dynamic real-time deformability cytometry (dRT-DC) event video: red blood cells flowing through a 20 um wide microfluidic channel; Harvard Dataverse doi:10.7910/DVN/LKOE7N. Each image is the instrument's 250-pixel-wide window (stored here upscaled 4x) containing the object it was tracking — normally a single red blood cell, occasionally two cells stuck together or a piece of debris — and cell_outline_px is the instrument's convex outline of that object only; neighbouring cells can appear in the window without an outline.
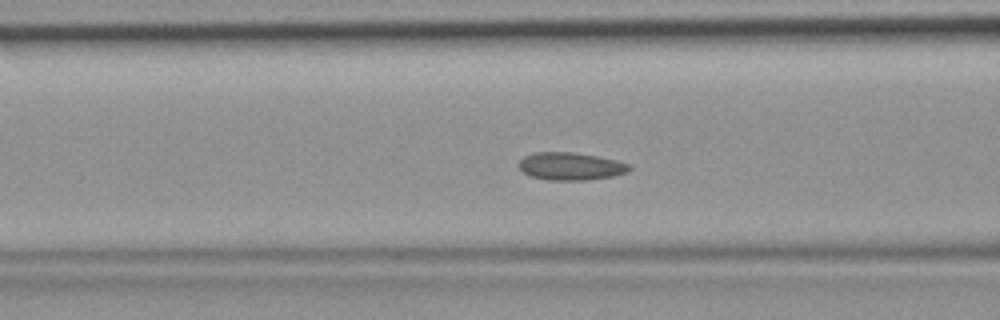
{"species": "common noctule bat (a hibernating species)", "species_latin": "Nyctalus noctula", "temperature_condition": "room temperature", "stored_images_in_passage": 42, "camera_frame_rate_fps": 3000, "um_per_image_px": 0.085, "animal": {"sex": "female", "body_mass_g": 19.9}, "frame": {"image": 1, "passage_image": 12, "time_ms": 3.667, "image_size_px": [1000, 320], "cell_outline_px": [[632, 168], [628, 172], [612, 176], [588, 180], [548, 180], [532, 176], [524, 172], [520, 168], [520, 160], [524, 156], [536, 152], [572, 152], [596, 156], [616, 160], [632, 164]], "centroid_in_image_um": [48.55, 14.13], "position_along_channel_um": 118.0, "area_um2": 17.74}}
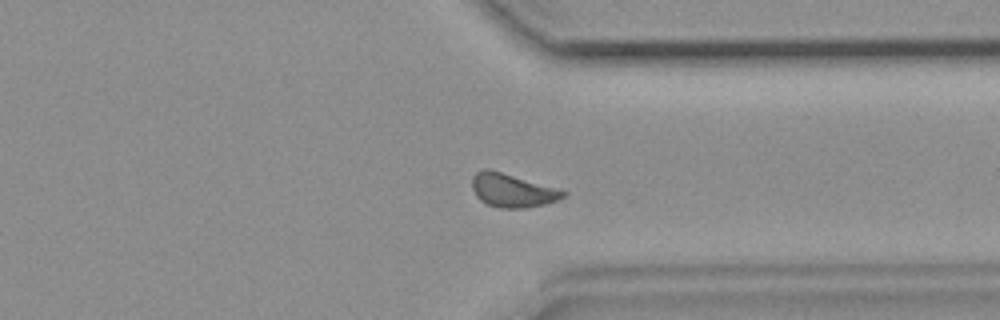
{"frame": {"image": 2, "passage_image": 30, "time_ms": 9.667, "image_size_px": [1000, 320], "cell_outline_px": [[568, 192], [564, 196], [556, 200], [544, 204], [524, 208], [500, 208], [488, 204], [480, 200], [476, 196], [472, 188], [472, 176], [476, 172], [484, 168], [488, 168], [556, 188]], "centroid_in_image_um": [43.5, 16.18], "position_along_channel_um": 367.9, "area_um2": 17.57}}
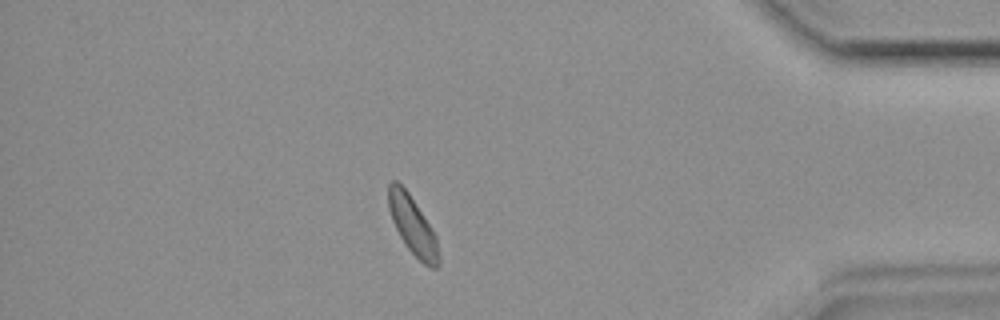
{"frame": {"image": 3, "passage_image": 35, "time_ms": 11.333, "image_size_px": [1000, 320], "cell_outline_px": [[440, 264], [436, 268], [432, 268], [424, 264], [408, 248], [400, 236], [392, 220], [388, 208], [388, 184], [392, 180], [396, 180], [408, 192], [432, 228], [436, 236], [440, 256]], "centroid_in_image_um": [35.08, 19.17], "position_along_channel_um": 400.1, "area_um2": 16.94}}